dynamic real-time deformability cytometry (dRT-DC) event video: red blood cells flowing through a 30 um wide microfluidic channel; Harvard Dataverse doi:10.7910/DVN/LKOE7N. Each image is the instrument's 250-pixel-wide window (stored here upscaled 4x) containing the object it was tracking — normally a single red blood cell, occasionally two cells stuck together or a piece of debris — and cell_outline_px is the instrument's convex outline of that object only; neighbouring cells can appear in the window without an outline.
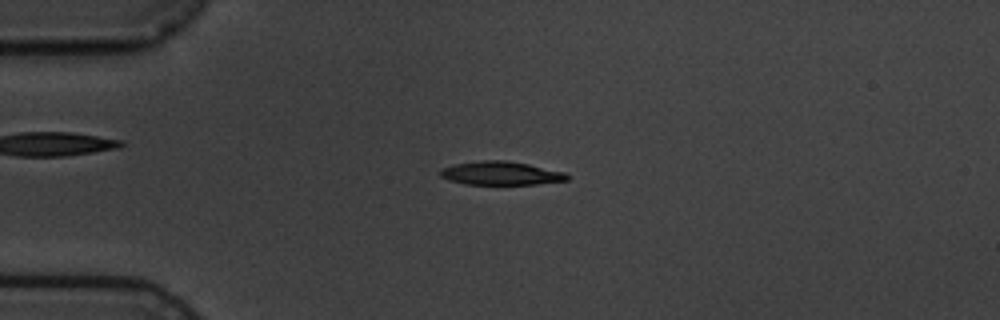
{"species": "common noctule bat (a hibernating species)", "species_latin": "Nyctalus noctula", "temperature_condition": "cold", "stored_images_in_passage": 15, "camera_frame_rate_fps": 3000, "um_per_image_px": 0.085, "animal": {"sex": "male", "body_mass_g": 19.5, "forearm_length_mm": 54.6}, "frame": {"image": 1, "passage_image": 4, "time_ms": 4.333, "image_size_px": [1000, 320], "cell_outline_px": [[568, 180], [536, 184], [464, 184], [448, 180], [440, 176], [440, 168], [456, 164], [480, 160], [504, 160], [528, 164], [564, 172], [568, 176]], "centroid_in_image_um": [42.53, 14.72], "position_along_channel_um": 42.5, "area_um2": 17.28}}
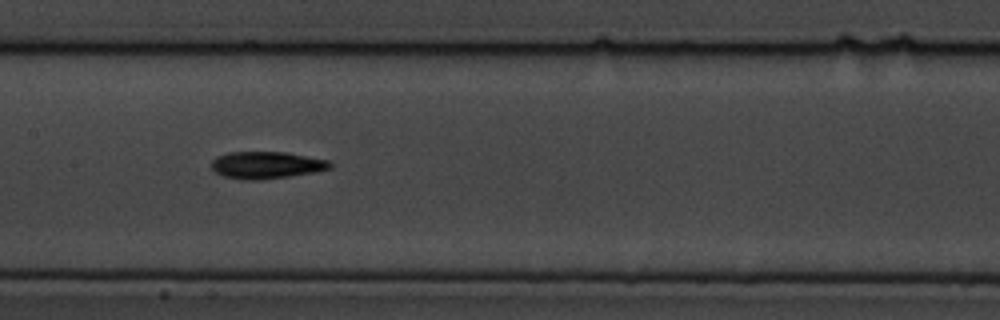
{"frame": {"image": 2, "passage_image": 8, "time_ms": 9.0, "image_size_px": [1000, 320], "cell_outline_px": [[332, 168], [316, 172], [260, 180], [244, 180], [224, 176], [216, 172], [212, 168], [212, 160], [216, 156], [228, 152], [288, 152], [328, 160], [332, 164]], "centroid_in_image_um": [22.66, 14.02], "position_along_channel_um": 184.7, "area_um2": 18.79}}
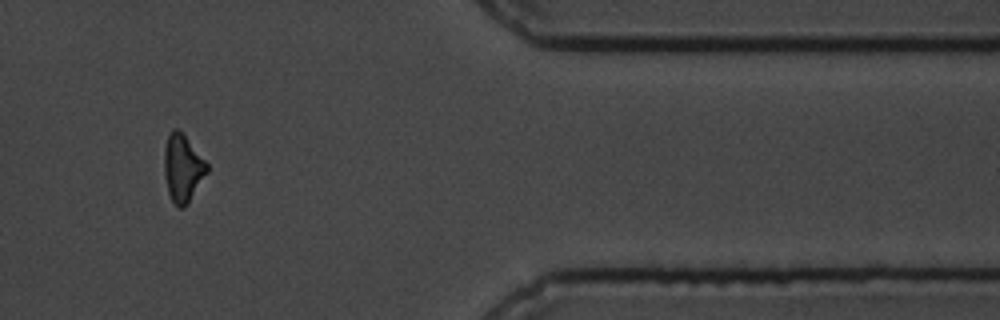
{"frame": {"image": 3, "passage_image": 13, "time_ms": 15.667, "image_size_px": [1000, 320], "cell_outline_px": [[208, 172], [188, 204], [184, 208], [180, 208], [172, 200], [168, 192], [164, 172], [164, 148], [168, 136], [172, 128], [176, 128], [184, 136], [208, 164]], "centroid_in_image_um": [15.53, 14.32], "position_along_channel_um": 395.9, "area_um2": 16.59}, "authors_computed_cell_mechanics": {"area_um2": 17.2822, "velocity_mm_per_s": 3.5792, "shape_relaxation_time_tau1_ms": 2.1163, "shape_relaxation_time_tau2_ms": null, "deformation_change_tau1": 0.1072, "deformation_change_tau2": null}}